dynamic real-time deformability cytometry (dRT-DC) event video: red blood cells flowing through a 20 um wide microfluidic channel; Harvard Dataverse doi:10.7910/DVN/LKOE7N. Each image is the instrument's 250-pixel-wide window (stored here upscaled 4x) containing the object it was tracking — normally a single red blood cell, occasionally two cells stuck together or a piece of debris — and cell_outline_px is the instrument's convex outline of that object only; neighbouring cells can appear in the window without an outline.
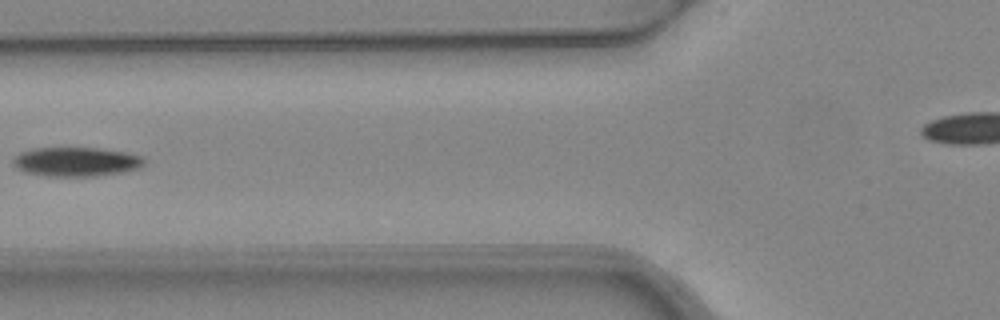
{"species": "common noctule bat (a hibernating species)", "species_latin": "Nyctalus noctula", "temperature_condition": "warm", "stored_images_in_passage": 4, "camera_frame_rate_fps": 3000, "um_per_image_px": 0.085, "animal": {"sex": "female", "body_mass_g": 24.6, "forearm_length_mm": 56.2}, "frame": {"image": 1, "passage_image": 4, "time_ms": 1.0, "image_size_px": [1000, 320], "cell_outline_px": [[144, 164], [140, 168], [124, 172], [96, 176], [44, 176], [24, 172], [16, 168], [12, 164], [12, 160], [20, 152], [32, 148], [96, 148], [124, 152], [140, 156], [144, 160]], "centroid_in_image_um": [6.43, 13.76], "position_along_channel_um": 119.4, "area_um2": 22.37}}